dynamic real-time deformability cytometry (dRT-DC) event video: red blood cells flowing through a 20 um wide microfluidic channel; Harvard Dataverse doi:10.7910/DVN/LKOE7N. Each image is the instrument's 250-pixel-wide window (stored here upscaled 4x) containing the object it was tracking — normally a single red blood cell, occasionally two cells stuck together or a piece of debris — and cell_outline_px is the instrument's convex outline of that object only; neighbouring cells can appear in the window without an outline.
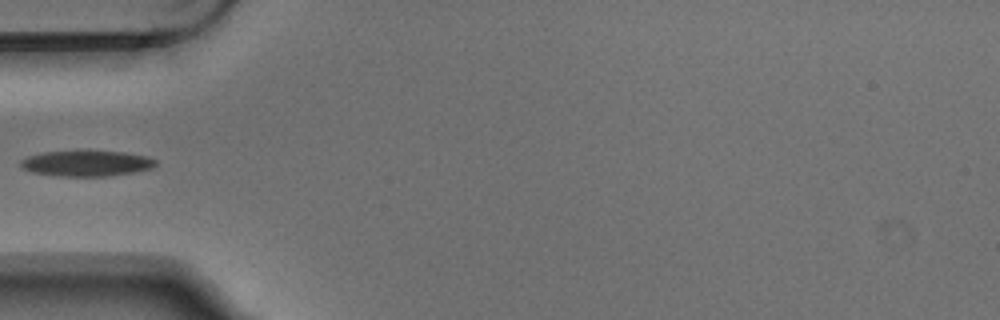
{"species": "Egyptian fruit bat (a non-hibernating species)", "species_latin": "Rousettus aegyptiacus", "temperature_condition": "warm", "stored_images_in_passage": 6, "segment_of_instrument_passage": [2, 2], "camera_frame_rate_fps": 3000, "um_per_image_px": 0.085, "animal": {"sex": "male"}, "frame": {"image": 1, "passage_image": 5, "time_ms": 1.333, "image_size_px": [1000, 320], "cell_outline_px": [[156, 164], [152, 168], [132, 172], [108, 176], [60, 176], [32, 172], [24, 168], [20, 164], [20, 160], [28, 156], [44, 152], [124, 152], [148, 156], [156, 160]], "centroid_in_image_um": [7.37, 13.89], "position_along_channel_um": 77.6, "area_um2": 19.77}}
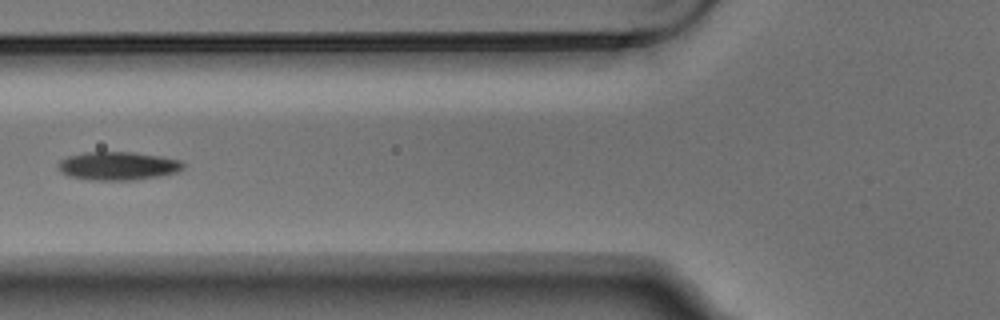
{"frame": {"image": 2, "passage_image": 6, "time_ms": 1.667, "image_size_px": [1000, 320], "cell_outline_px": [[184, 168], [176, 172], [156, 176], [132, 180], [96, 180], [68, 176], [60, 172], [60, 160], [68, 156], [84, 152], [132, 152], [160, 156], [180, 160], [184, 164]], "centroid_in_image_um": [10.02, 14.09], "position_along_channel_um": 115.8, "area_um2": 20.4}}